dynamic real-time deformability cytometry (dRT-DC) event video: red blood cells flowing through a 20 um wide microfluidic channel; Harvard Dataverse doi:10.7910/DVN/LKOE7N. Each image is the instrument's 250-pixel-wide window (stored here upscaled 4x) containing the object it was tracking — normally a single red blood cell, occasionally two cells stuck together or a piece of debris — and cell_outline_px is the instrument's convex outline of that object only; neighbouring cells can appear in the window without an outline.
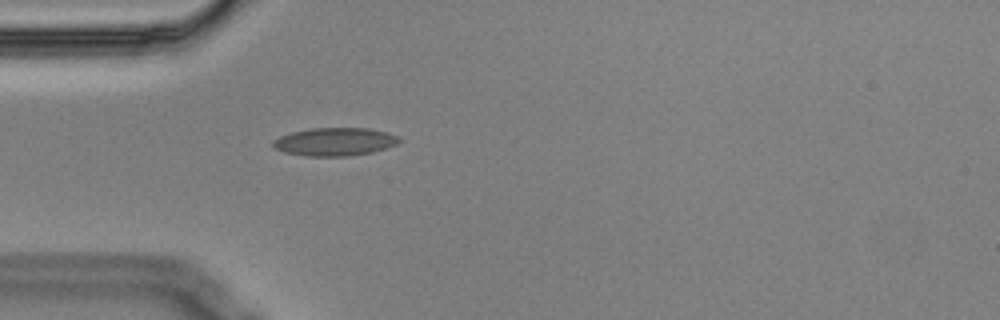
{"species": "Egyptian fruit bat (a non-hibernating species)", "species_latin": "Rousettus aegyptiacus", "temperature_condition": "cold", "stored_images_in_passage": 1, "camera_frame_rate_fps": 3000, "um_per_image_px": 0.085, "animal": {"sex": "male"}, "frame": {"image": 1, "passage_image": 1, "time_ms": 0.0, "image_size_px": [1000, 320], "cell_outline_px": [[404, 140], [396, 144], [372, 152], [348, 156], [304, 156], [284, 152], [272, 148], [272, 140], [280, 136], [292, 132], [312, 128], [368, 128], [388, 132], [400, 136]], "centroid_in_image_um": [28.46, 12.04], "position_along_channel_um": 56.5, "area_um2": 20.87}}